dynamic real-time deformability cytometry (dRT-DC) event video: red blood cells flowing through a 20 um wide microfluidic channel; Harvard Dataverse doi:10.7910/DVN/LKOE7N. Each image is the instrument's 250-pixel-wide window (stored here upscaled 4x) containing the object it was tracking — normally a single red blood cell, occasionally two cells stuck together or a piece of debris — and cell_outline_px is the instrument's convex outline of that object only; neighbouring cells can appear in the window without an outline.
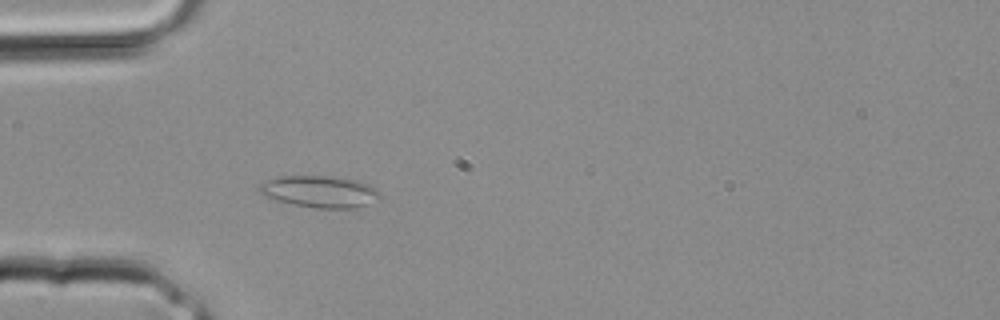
{"species": "common noctule bat (a hibernating species)", "species_latin": "Nyctalus noctula", "temperature_condition": "room temperature", "stored_images_in_passage": 15, "camera_frame_rate_fps": 3000, "um_per_image_px": 0.085, "animal": {"sex": "male", "body_mass_g": 20.4}, "frame": {"image": 1, "passage_image": 3, "time_ms": 0.667, "image_size_px": [1000, 320], "cell_outline_px": [[380, 196], [356, 208], [316, 208], [292, 204], [276, 200], [260, 192], [256, 188], [260, 184], [268, 180], [280, 176], [328, 176], [360, 180], [376, 188], [380, 192]], "centroid_in_image_um": [27.16, 16.27], "position_along_channel_um": 57.8, "area_um2": 22.08}}
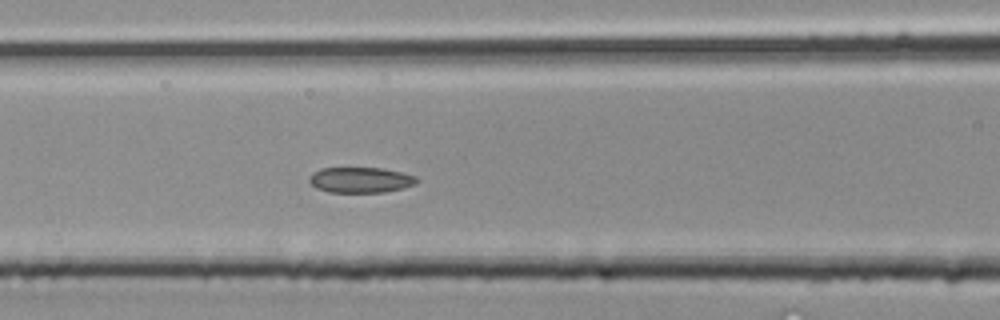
{"frame": {"image": 2, "passage_image": 7, "time_ms": 2.0, "image_size_px": [1000, 320], "cell_outline_px": [[420, 180], [416, 184], [404, 188], [384, 192], [328, 192], [316, 188], [308, 180], [308, 176], [312, 172], [320, 168], [380, 168], [400, 172], [416, 176]], "centroid_in_image_um": [30.64, 15.29], "position_along_channel_um": 136.0, "area_um2": 16.13}}
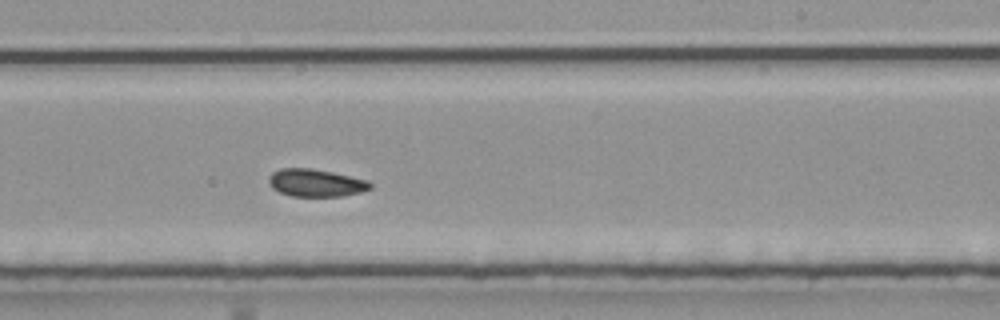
{"frame": {"image": 3, "passage_image": 13, "time_ms": 4.0, "image_size_px": [1000, 320], "cell_outline_px": [[372, 188], [360, 192], [340, 196], [292, 196], [280, 192], [272, 188], [268, 180], [268, 176], [272, 172], [280, 168], [312, 168], [332, 172], [368, 180], [372, 184]], "centroid_in_image_um": [26.83, 15.53], "position_along_channel_um": 262.2, "area_um2": 16.3}}